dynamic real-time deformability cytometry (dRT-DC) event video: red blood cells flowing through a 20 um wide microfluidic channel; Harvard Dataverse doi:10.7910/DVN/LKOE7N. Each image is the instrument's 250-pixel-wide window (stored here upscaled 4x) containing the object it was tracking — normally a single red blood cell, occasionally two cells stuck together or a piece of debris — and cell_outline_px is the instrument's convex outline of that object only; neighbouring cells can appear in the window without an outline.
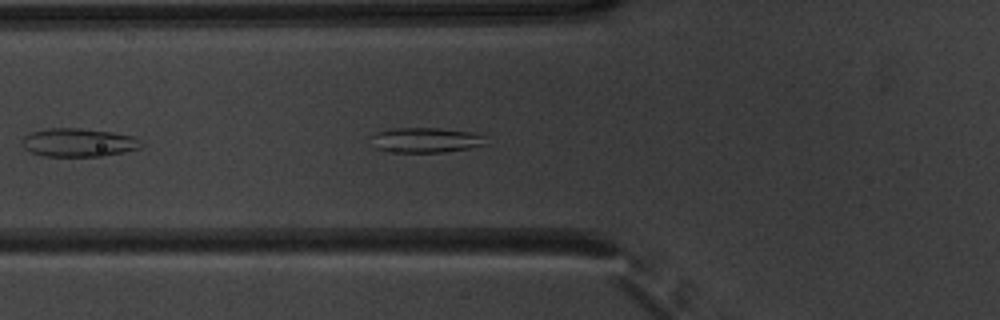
{"species": "common noctule bat (a hibernating species)", "species_latin": "Nyctalus noctula", "temperature_condition": "warm", "stored_images_in_passage": 40, "segment_of_instrument_passage": [1, 2], "camera_frame_rate_fps": 3000, "um_per_image_px": 0.085, "animal": {"sex": "male", "body_mass_g": 20.1, "forearm_length_mm": 53.5}, "frame": {"image": 1, "passage_image": 6, "time_ms": 1.667, "image_size_px": [1000, 320], "cell_outline_px": [[488, 144], [468, 148], [440, 152], [396, 152], [376, 148], [368, 136], [376, 132], [396, 128], [440, 128], [472, 132], [488, 136]], "centroid_in_image_um": [36.23, 11.89], "position_along_channel_um": 89.6, "area_um2": 16.88}}
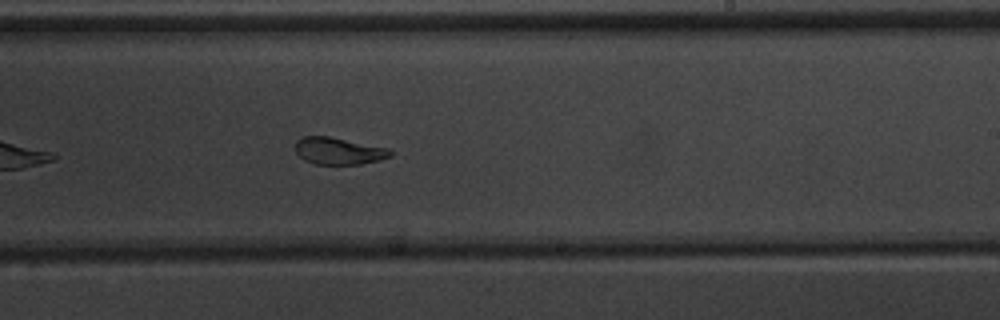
{"frame": {"image": 2, "passage_image": 19, "time_ms": 6.0, "image_size_px": [1000, 320], "cell_outline_px": [[392, 156], [380, 160], [360, 164], [312, 164], [304, 160], [296, 152], [296, 140], [304, 136], [328, 136], [388, 148], [392, 152]], "centroid_in_image_um": [28.78, 12.84], "position_along_channel_um": 260.2, "area_um2": 14.91}}
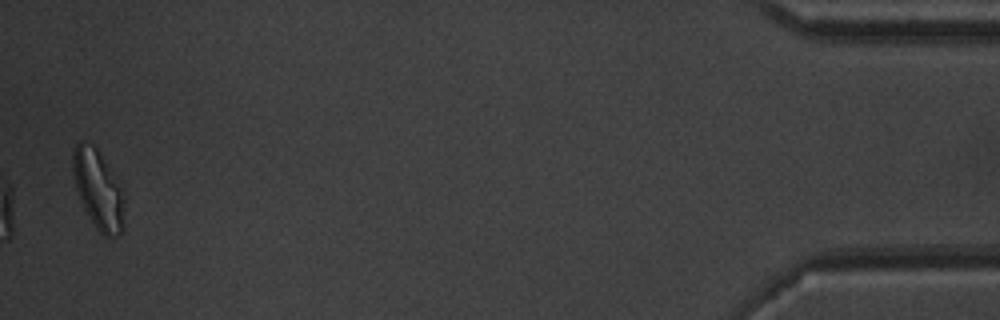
{"frame": {"image": 3, "passage_image": 38, "time_ms": 12.333, "image_size_px": [1000, 320], "cell_outline_px": [[124, 228], [120, 236], [104, 236], [96, 228], [84, 208], [80, 200], [72, 176], [72, 152], [76, 144], [80, 140], [84, 140], [92, 144], [96, 148], [120, 192], [124, 200]], "centroid_in_image_um": [8.29, 16.15], "position_along_channel_um": 426.9, "area_um2": 23.06}}